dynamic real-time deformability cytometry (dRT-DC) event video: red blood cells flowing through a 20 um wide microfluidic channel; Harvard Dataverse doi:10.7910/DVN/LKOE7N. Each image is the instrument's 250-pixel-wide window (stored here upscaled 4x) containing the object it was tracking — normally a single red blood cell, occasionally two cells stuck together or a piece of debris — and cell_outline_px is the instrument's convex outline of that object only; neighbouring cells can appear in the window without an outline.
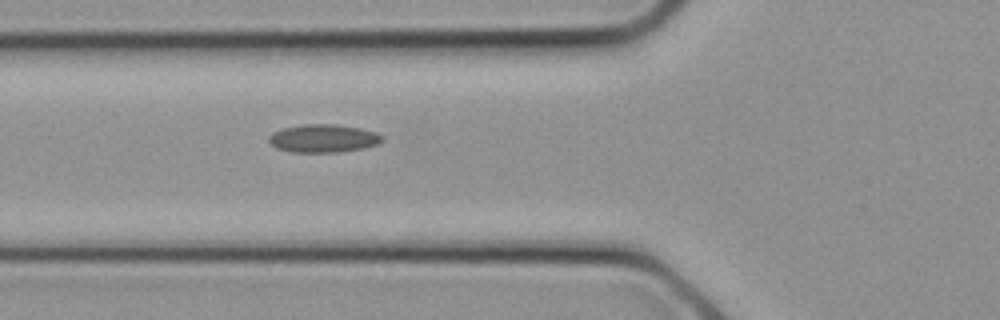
{"species": "common noctule bat (a hibernating species)", "species_latin": "Nyctalus noctula", "temperature_condition": "cold", "stored_images_in_passage": 2, "camera_frame_rate_fps": 3000, "um_per_image_px": 0.085, "animal": {"sex": "female", "body_mass_g": 21.9}, "frame": {"image": 1, "passage_image": 2, "time_ms": 0.333, "image_size_px": [1000, 320], "cell_outline_px": [[384, 140], [380, 144], [364, 148], [336, 152], [292, 152], [276, 148], [268, 140], [268, 136], [272, 132], [284, 128], [304, 124], [336, 124], [360, 128], [376, 132], [384, 136]], "centroid_in_image_um": [27.51, 11.76], "position_along_channel_um": 98.3, "area_um2": 18.67}}